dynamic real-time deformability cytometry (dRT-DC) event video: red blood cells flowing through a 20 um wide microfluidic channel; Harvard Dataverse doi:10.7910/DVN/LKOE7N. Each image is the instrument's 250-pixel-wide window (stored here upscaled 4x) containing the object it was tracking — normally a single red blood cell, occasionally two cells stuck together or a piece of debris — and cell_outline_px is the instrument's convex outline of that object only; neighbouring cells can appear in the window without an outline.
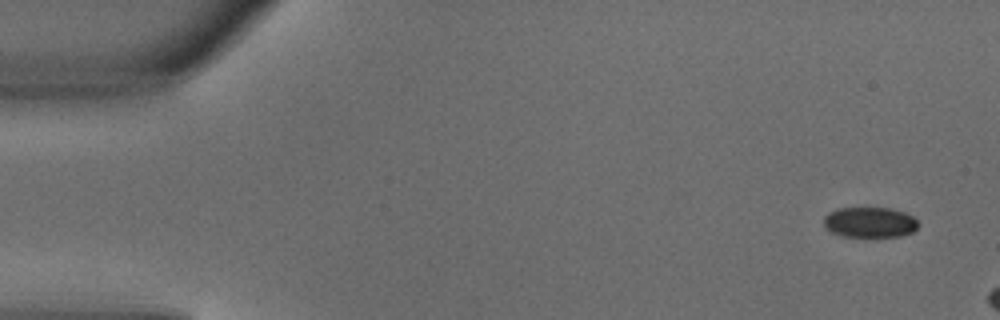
{"species": "common noctule bat (a hibernating species)", "species_latin": "Nyctalus noctula", "temperature_condition": "warm", "stored_images_in_passage": 3, "camera_frame_rate_fps": 3000, "um_per_image_px": 0.085, "animal": {"sex": "male", "body_mass_g": 18.8}, "frame": {"image": 1, "passage_image": 1, "time_ms": 0.0, "image_size_px": [1000, 320], "cell_outline_px": [[920, 224], [912, 232], [900, 236], [840, 236], [824, 228], [824, 216], [828, 212], [836, 208], [892, 208], [904, 212], [912, 216]], "centroid_in_image_um": [73.9, 18.88], "position_along_channel_um": 11.1, "area_um2": 16.82}}